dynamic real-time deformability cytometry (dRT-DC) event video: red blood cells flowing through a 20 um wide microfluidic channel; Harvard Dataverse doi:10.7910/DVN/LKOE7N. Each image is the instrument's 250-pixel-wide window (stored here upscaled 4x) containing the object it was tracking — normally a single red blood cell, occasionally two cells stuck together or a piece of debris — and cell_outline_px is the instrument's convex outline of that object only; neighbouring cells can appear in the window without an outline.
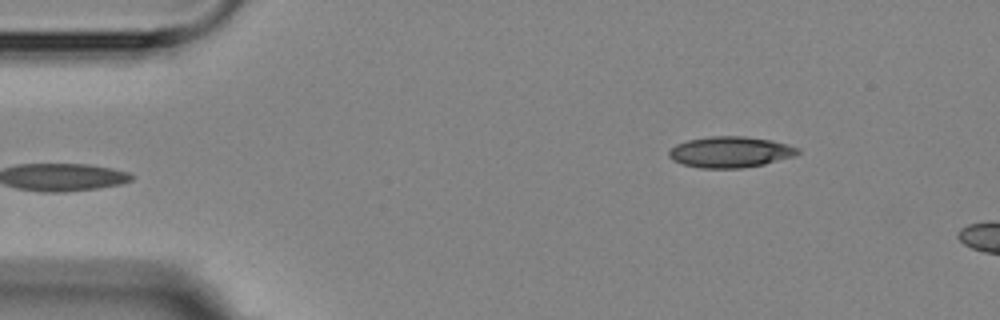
{"species": "Egyptian fruit bat (a non-hibernating species)", "species_latin": "Rousettus aegyptiacus", "temperature_condition": "room temperature", "stored_images_in_passage": 3, "camera_frame_rate_fps": 3000, "um_per_image_px": 0.085, "animal": {"sex": "female"}, "frame": {"image": 1, "passage_image": 1, "time_ms": 0.0, "image_size_px": [1000, 320], "cell_outline_px": [[800, 152], [796, 156], [764, 164], [744, 168], [700, 168], [684, 164], [672, 160], [668, 156], [668, 152], [676, 144], [688, 140], [712, 136], [744, 136], [772, 140], [788, 144], [800, 148]], "centroid_in_image_um": [62.11, 12.92], "position_along_channel_um": 22.9, "area_um2": 23.41}}